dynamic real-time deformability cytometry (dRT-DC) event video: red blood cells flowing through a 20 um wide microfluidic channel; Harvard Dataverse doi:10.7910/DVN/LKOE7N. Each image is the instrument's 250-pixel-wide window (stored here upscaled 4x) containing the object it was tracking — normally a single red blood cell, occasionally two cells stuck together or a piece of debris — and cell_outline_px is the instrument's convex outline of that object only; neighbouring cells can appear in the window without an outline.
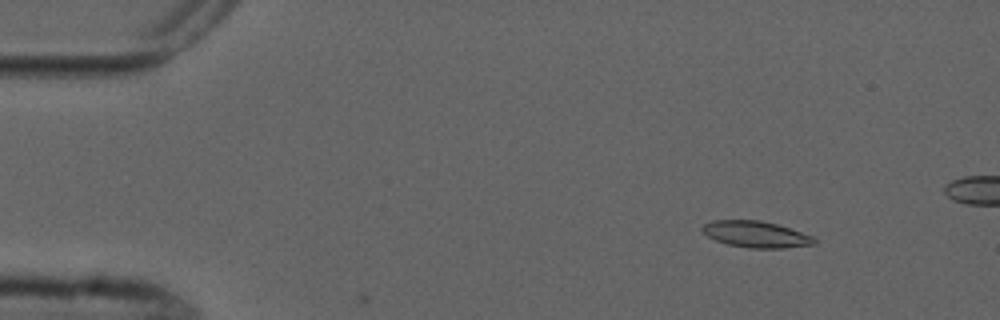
{"species": "common noctule bat (a hibernating species)", "species_latin": "Nyctalus noctula", "temperature_condition": "cold", "stored_images_in_passage": 6, "camera_frame_rate_fps": 3000, "um_per_image_px": 0.085, "animal": {"sex": "male", "forearm_length_mm": 52.5}, "frame": {"image": 1, "passage_image": 3, "time_ms": 2.0, "image_size_px": [1000, 320], "cell_outline_px": [[816, 244], [784, 248], [748, 248], [728, 244], [716, 240], [708, 236], [700, 228], [704, 224], [712, 220], [760, 220], [776, 224], [812, 236], [816, 240]], "centroid_in_image_um": [64.24, 19.91], "position_along_channel_um": 20.8, "area_um2": 17.05}}